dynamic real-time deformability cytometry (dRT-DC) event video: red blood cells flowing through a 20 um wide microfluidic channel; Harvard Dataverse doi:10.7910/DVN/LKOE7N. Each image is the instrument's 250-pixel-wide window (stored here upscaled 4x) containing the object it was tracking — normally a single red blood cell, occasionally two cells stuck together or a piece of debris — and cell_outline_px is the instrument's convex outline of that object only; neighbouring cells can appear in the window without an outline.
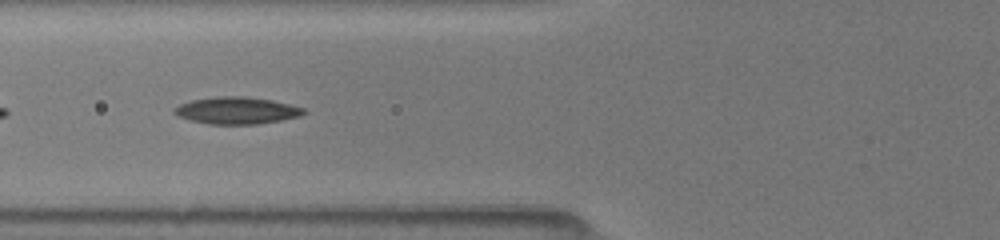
{"species": "common noctule bat (a hibernating species)", "species_latin": "Nyctalus noctula", "temperature_condition": "room temperature", "stored_images_in_passage": 31, "camera_frame_rate_fps": 3000, "um_per_image_px": 0.085, "animal": {"sex": "female", "body_mass_g": 19.5, "forearm_length_mm": 54.1}, "frame": {"image": 1, "passage_image": 5, "time_ms": 1.333, "image_size_px": [1000, 240], "cell_outline_px": [[308, 112], [300, 116], [280, 120], [256, 124], [208, 124], [188, 120], [172, 112], [172, 108], [180, 104], [192, 100], [216, 96], [248, 96], [272, 100], [304, 108]], "centroid_in_image_um": [20.1, 9.39], "position_along_channel_um": 105.7, "area_um2": 20.46}}
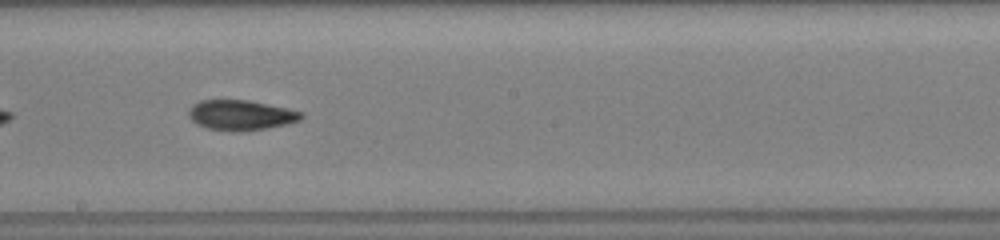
{"frame": {"image": 2, "passage_image": 14, "time_ms": 4.333, "image_size_px": [1000, 240], "cell_outline_px": [[304, 116], [300, 120], [288, 124], [240, 132], [232, 132], [208, 128], [196, 124], [188, 116], [188, 112], [192, 104], [200, 100], [248, 100], [288, 108], [304, 112]], "centroid_in_image_um": [20.48, 9.78], "position_along_channel_um": 227.7, "area_um2": 19.94}, "authors_computed_cell_mechanics": {"area_um2": 19.363, "velocity_mm_per_s": 4.0638, "shape_relaxation_time_tau1_ms": null, "shape_relaxation_time_tau2_ms": 3.972, "deformation_change_tau1": null, "deformation_change_tau2": 0.1072}}